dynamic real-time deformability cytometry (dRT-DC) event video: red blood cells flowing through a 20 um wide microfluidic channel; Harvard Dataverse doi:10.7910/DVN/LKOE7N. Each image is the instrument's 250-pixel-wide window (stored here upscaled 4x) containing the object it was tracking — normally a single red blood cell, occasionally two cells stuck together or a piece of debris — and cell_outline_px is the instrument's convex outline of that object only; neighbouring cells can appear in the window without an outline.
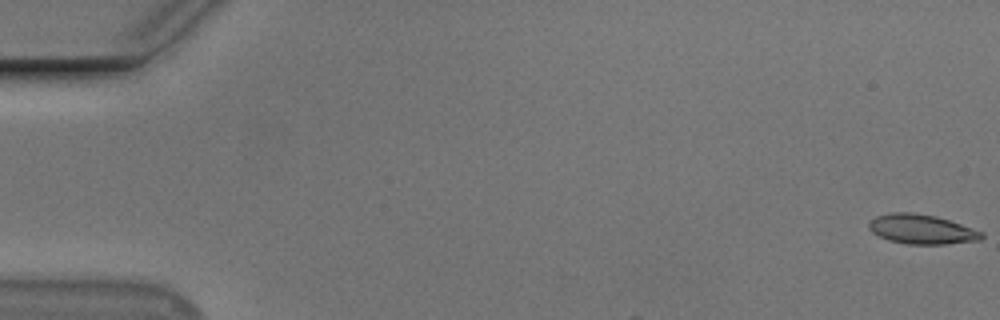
{"species": "Egyptian fruit bat (a non-hibernating species)", "species_latin": "Rousettus aegyptiacus", "temperature_condition": "cold", "stored_images_in_passage": 9, "camera_frame_rate_fps": 3000, "um_per_image_px": 0.085, "animal": {"sex": "male"}, "frame": {"image": 1, "passage_image": 1, "time_ms": 0.0, "image_size_px": [1000, 320], "cell_outline_px": [[984, 236], [980, 240], [944, 244], [908, 244], [888, 240], [872, 232], [868, 228], [868, 220], [876, 216], [892, 212], [912, 212], [936, 216], [984, 232]], "centroid_in_image_um": [78.31, 19.48], "position_along_channel_um": 6.7, "area_um2": 19.42}}